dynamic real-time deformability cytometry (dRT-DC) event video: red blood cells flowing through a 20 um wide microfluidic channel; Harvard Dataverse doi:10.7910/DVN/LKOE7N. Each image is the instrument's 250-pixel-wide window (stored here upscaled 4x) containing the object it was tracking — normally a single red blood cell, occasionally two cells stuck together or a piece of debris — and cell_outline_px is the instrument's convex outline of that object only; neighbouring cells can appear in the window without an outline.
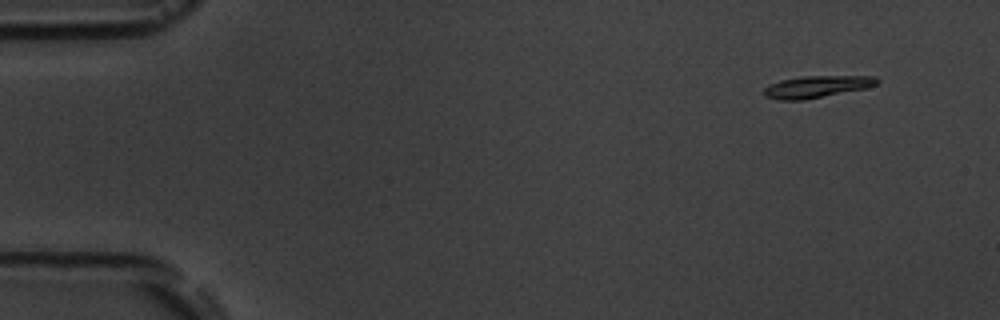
{"species": "common noctule bat (a hibernating species)", "species_latin": "Nyctalus noctula", "temperature_condition": "room temperature", "stored_images_in_passage": 5, "camera_frame_rate_fps": 3000, "um_per_image_px": 0.085, "animal": {"sex": "male", "body_mass_g": 19.5, "forearm_length_mm": 54.6}, "frame": {"image": 1, "passage_image": 1, "time_ms": 0.0, "image_size_px": [1000, 320], "cell_outline_px": [[880, 80], [876, 84], [864, 88], [804, 100], [780, 100], [764, 96], [764, 88], [768, 84], [780, 80], [800, 76], [876, 76]], "centroid_in_image_um": [69.37, 7.36], "position_along_channel_um": 15.6, "area_um2": 14.39}}
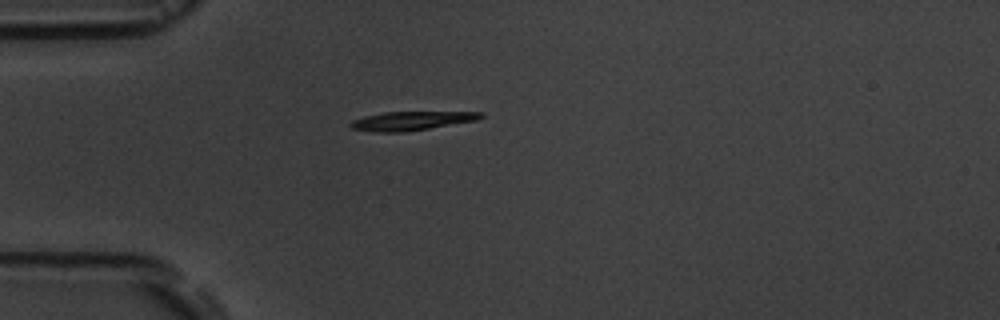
{"frame": {"image": 2, "passage_image": 4, "time_ms": 3.667, "image_size_px": [1000, 320], "cell_outline_px": [[484, 116], [476, 120], [404, 132], [376, 132], [352, 128], [348, 124], [352, 120], [364, 116], [384, 112], [484, 112]], "centroid_in_image_um": [34.93, 10.26], "position_along_channel_um": 50.1, "area_um2": 14.1}}